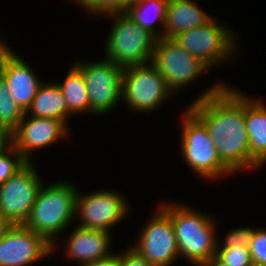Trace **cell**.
<instances>
[{"label":"cell","mask_w":266,"mask_h":266,"mask_svg":"<svg viewBox=\"0 0 266 266\" xmlns=\"http://www.w3.org/2000/svg\"><path fill=\"white\" fill-rule=\"evenodd\" d=\"M214 84L187 107L208 129L220 160L235 174L250 170L245 92L221 81Z\"/></svg>","instance_id":"obj_1"},{"label":"cell","mask_w":266,"mask_h":266,"mask_svg":"<svg viewBox=\"0 0 266 266\" xmlns=\"http://www.w3.org/2000/svg\"><path fill=\"white\" fill-rule=\"evenodd\" d=\"M160 204L171 216L174 226L179 257L192 265L202 266L216 256L218 227L212 216L186 204ZM193 208V209H192ZM212 217V218H211Z\"/></svg>","instance_id":"obj_2"},{"label":"cell","mask_w":266,"mask_h":266,"mask_svg":"<svg viewBox=\"0 0 266 266\" xmlns=\"http://www.w3.org/2000/svg\"><path fill=\"white\" fill-rule=\"evenodd\" d=\"M47 185L42 184L24 226L42 235L52 245L54 253L59 248L54 238L64 233L76 220L78 189L76 184L69 181H56Z\"/></svg>","instance_id":"obj_3"},{"label":"cell","mask_w":266,"mask_h":266,"mask_svg":"<svg viewBox=\"0 0 266 266\" xmlns=\"http://www.w3.org/2000/svg\"><path fill=\"white\" fill-rule=\"evenodd\" d=\"M103 17L113 19L106 39L104 58L124 67L143 65L152 61L157 38L141 28L124 12Z\"/></svg>","instance_id":"obj_4"},{"label":"cell","mask_w":266,"mask_h":266,"mask_svg":"<svg viewBox=\"0 0 266 266\" xmlns=\"http://www.w3.org/2000/svg\"><path fill=\"white\" fill-rule=\"evenodd\" d=\"M182 115L181 156L189 168L207 180L231 176L233 172L220 160L204 123L188 107Z\"/></svg>","instance_id":"obj_5"},{"label":"cell","mask_w":266,"mask_h":266,"mask_svg":"<svg viewBox=\"0 0 266 266\" xmlns=\"http://www.w3.org/2000/svg\"><path fill=\"white\" fill-rule=\"evenodd\" d=\"M237 37L226 24H219L213 17L202 26L180 32L173 39L211 70L212 66L230 59L233 62L232 57L235 60Z\"/></svg>","instance_id":"obj_6"},{"label":"cell","mask_w":266,"mask_h":266,"mask_svg":"<svg viewBox=\"0 0 266 266\" xmlns=\"http://www.w3.org/2000/svg\"><path fill=\"white\" fill-rule=\"evenodd\" d=\"M173 94L151 62L123 68L121 101L132 111L149 113L157 110Z\"/></svg>","instance_id":"obj_7"},{"label":"cell","mask_w":266,"mask_h":266,"mask_svg":"<svg viewBox=\"0 0 266 266\" xmlns=\"http://www.w3.org/2000/svg\"><path fill=\"white\" fill-rule=\"evenodd\" d=\"M84 61H76L73 64L82 72L85 79L89 113L99 116L107 114L122 100L123 67L106 58L94 62Z\"/></svg>","instance_id":"obj_8"},{"label":"cell","mask_w":266,"mask_h":266,"mask_svg":"<svg viewBox=\"0 0 266 266\" xmlns=\"http://www.w3.org/2000/svg\"><path fill=\"white\" fill-rule=\"evenodd\" d=\"M43 181L32 162H27L0 185V216L10 225H24Z\"/></svg>","instance_id":"obj_9"},{"label":"cell","mask_w":266,"mask_h":266,"mask_svg":"<svg viewBox=\"0 0 266 266\" xmlns=\"http://www.w3.org/2000/svg\"><path fill=\"white\" fill-rule=\"evenodd\" d=\"M130 245L153 266H172L179 249L170 214L160 205Z\"/></svg>","instance_id":"obj_10"},{"label":"cell","mask_w":266,"mask_h":266,"mask_svg":"<svg viewBox=\"0 0 266 266\" xmlns=\"http://www.w3.org/2000/svg\"><path fill=\"white\" fill-rule=\"evenodd\" d=\"M151 63L161 73L174 95L209 71L173 38L157 39Z\"/></svg>","instance_id":"obj_11"},{"label":"cell","mask_w":266,"mask_h":266,"mask_svg":"<svg viewBox=\"0 0 266 266\" xmlns=\"http://www.w3.org/2000/svg\"><path fill=\"white\" fill-rule=\"evenodd\" d=\"M127 203L123 194L111 189L87 194L78 190L75 210V217L79 220L77 226L111 233V228L123 221L131 211Z\"/></svg>","instance_id":"obj_12"},{"label":"cell","mask_w":266,"mask_h":266,"mask_svg":"<svg viewBox=\"0 0 266 266\" xmlns=\"http://www.w3.org/2000/svg\"><path fill=\"white\" fill-rule=\"evenodd\" d=\"M52 255V245L24 225H11L0 239V266H31Z\"/></svg>","instance_id":"obj_13"},{"label":"cell","mask_w":266,"mask_h":266,"mask_svg":"<svg viewBox=\"0 0 266 266\" xmlns=\"http://www.w3.org/2000/svg\"><path fill=\"white\" fill-rule=\"evenodd\" d=\"M68 127L61 120L32 116L29 118L25 114L13 131V146L28 162H33V152L60 140H67L66 137L70 134Z\"/></svg>","instance_id":"obj_14"},{"label":"cell","mask_w":266,"mask_h":266,"mask_svg":"<svg viewBox=\"0 0 266 266\" xmlns=\"http://www.w3.org/2000/svg\"><path fill=\"white\" fill-rule=\"evenodd\" d=\"M3 40L0 39V76L7 83L12 99L26 112L43 82Z\"/></svg>","instance_id":"obj_15"},{"label":"cell","mask_w":266,"mask_h":266,"mask_svg":"<svg viewBox=\"0 0 266 266\" xmlns=\"http://www.w3.org/2000/svg\"><path fill=\"white\" fill-rule=\"evenodd\" d=\"M65 242V257L82 266L96 260L107 258L115 252L110 251L112 233L103 230L87 229L77 226Z\"/></svg>","instance_id":"obj_16"},{"label":"cell","mask_w":266,"mask_h":266,"mask_svg":"<svg viewBox=\"0 0 266 266\" xmlns=\"http://www.w3.org/2000/svg\"><path fill=\"white\" fill-rule=\"evenodd\" d=\"M245 125L249 138L250 171L266 164V106L245 93Z\"/></svg>","instance_id":"obj_17"},{"label":"cell","mask_w":266,"mask_h":266,"mask_svg":"<svg viewBox=\"0 0 266 266\" xmlns=\"http://www.w3.org/2000/svg\"><path fill=\"white\" fill-rule=\"evenodd\" d=\"M210 15L196 0H169L163 38H173L180 32L202 26L213 18Z\"/></svg>","instance_id":"obj_18"},{"label":"cell","mask_w":266,"mask_h":266,"mask_svg":"<svg viewBox=\"0 0 266 266\" xmlns=\"http://www.w3.org/2000/svg\"><path fill=\"white\" fill-rule=\"evenodd\" d=\"M25 114H31L32 117L61 120L67 126V119L71 115L68 112L62 90L54 82L42 83Z\"/></svg>","instance_id":"obj_19"},{"label":"cell","mask_w":266,"mask_h":266,"mask_svg":"<svg viewBox=\"0 0 266 266\" xmlns=\"http://www.w3.org/2000/svg\"><path fill=\"white\" fill-rule=\"evenodd\" d=\"M168 1L135 0L124 13L132 21L136 22L138 26L152 33L157 39H160L163 37ZM158 22L161 27L156 28L155 25H158Z\"/></svg>","instance_id":"obj_20"},{"label":"cell","mask_w":266,"mask_h":266,"mask_svg":"<svg viewBox=\"0 0 266 266\" xmlns=\"http://www.w3.org/2000/svg\"><path fill=\"white\" fill-rule=\"evenodd\" d=\"M56 83L62 90L68 112L71 115L89 112V98L85 79L82 72L74 64L69 68L64 82Z\"/></svg>","instance_id":"obj_21"},{"label":"cell","mask_w":266,"mask_h":266,"mask_svg":"<svg viewBox=\"0 0 266 266\" xmlns=\"http://www.w3.org/2000/svg\"><path fill=\"white\" fill-rule=\"evenodd\" d=\"M8 85L0 76V128L14 131L25 112L17 105L9 93Z\"/></svg>","instance_id":"obj_22"},{"label":"cell","mask_w":266,"mask_h":266,"mask_svg":"<svg viewBox=\"0 0 266 266\" xmlns=\"http://www.w3.org/2000/svg\"><path fill=\"white\" fill-rule=\"evenodd\" d=\"M92 16L124 12L135 0H73ZM94 14V15H93Z\"/></svg>","instance_id":"obj_23"},{"label":"cell","mask_w":266,"mask_h":266,"mask_svg":"<svg viewBox=\"0 0 266 266\" xmlns=\"http://www.w3.org/2000/svg\"><path fill=\"white\" fill-rule=\"evenodd\" d=\"M216 257L229 266H253L249 246L217 248Z\"/></svg>","instance_id":"obj_24"},{"label":"cell","mask_w":266,"mask_h":266,"mask_svg":"<svg viewBox=\"0 0 266 266\" xmlns=\"http://www.w3.org/2000/svg\"><path fill=\"white\" fill-rule=\"evenodd\" d=\"M27 162L14 146L2 155L0 157V185L5 183Z\"/></svg>","instance_id":"obj_25"},{"label":"cell","mask_w":266,"mask_h":266,"mask_svg":"<svg viewBox=\"0 0 266 266\" xmlns=\"http://www.w3.org/2000/svg\"><path fill=\"white\" fill-rule=\"evenodd\" d=\"M249 250L253 266H266V230L254 228Z\"/></svg>","instance_id":"obj_26"},{"label":"cell","mask_w":266,"mask_h":266,"mask_svg":"<svg viewBox=\"0 0 266 266\" xmlns=\"http://www.w3.org/2000/svg\"><path fill=\"white\" fill-rule=\"evenodd\" d=\"M254 229L251 227H238L230 230L225 235V243L218 242L217 248H229L231 246H249ZM222 245V246H221Z\"/></svg>","instance_id":"obj_27"},{"label":"cell","mask_w":266,"mask_h":266,"mask_svg":"<svg viewBox=\"0 0 266 266\" xmlns=\"http://www.w3.org/2000/svg\"><path fill=\"white\" fill-rule=\"evenodd\" d=\"M118 259L120 266H153L146 259H144L131 246L127 247L122 253L118 252Z\"/></svg>","instance_id":"obj_28"},{"label":"cell","mask_w":266,"mask_h":266,"mask_svg":"<svg viewBox=\"0 0 266 266\" xmlns=\"http://www.w3.org/2000/svg\"><path fill=\"white\" fill-rule=\"evenodd\" d=\"M13 147V132L0 128V157Z\"/></svg>","instance_id":"obj_29"},{"label":"cell","mask_w":266,"mask_h":266,"mask_svg":"<svg viewBox=\"0 0 266 266\" xmlns=\"http://www.w3.org/2000/svg\"><path fill=\"white\" fill-rule=\"evenodd\" d=\"M82 266H120V262L118 259V254L114 253L107 258L96 260L91 263L84 264Z\"/></svg>","instance_id":"obj_30"},{"label":"cell","mask_w":266,"mask_h":266,"mask_svg":"<svg viewBox=\"0 0 266 266\" xmlns=\"http://www.w3.org/2000/svg\"><path fill=\"white\" fill-rule=\"evenodd\" d=\"M202 266H229V265L224 264L216 256H214L206 263H204Z\"/></svg>","instance_id":"obj_31"},{"label":"cell","mask_w":266,"mask_h":266,"mask_svg":"<svg viewBox=\"0 0 266 266\" xmlns=\"http://www.w3.org/2000/svg\"><path fill=\"white\" fill-rule=\"evenodd\" d=\"M11 225L0 216V239Z\"/></svg>","instance_id":"obj_32"}]
</instances>
